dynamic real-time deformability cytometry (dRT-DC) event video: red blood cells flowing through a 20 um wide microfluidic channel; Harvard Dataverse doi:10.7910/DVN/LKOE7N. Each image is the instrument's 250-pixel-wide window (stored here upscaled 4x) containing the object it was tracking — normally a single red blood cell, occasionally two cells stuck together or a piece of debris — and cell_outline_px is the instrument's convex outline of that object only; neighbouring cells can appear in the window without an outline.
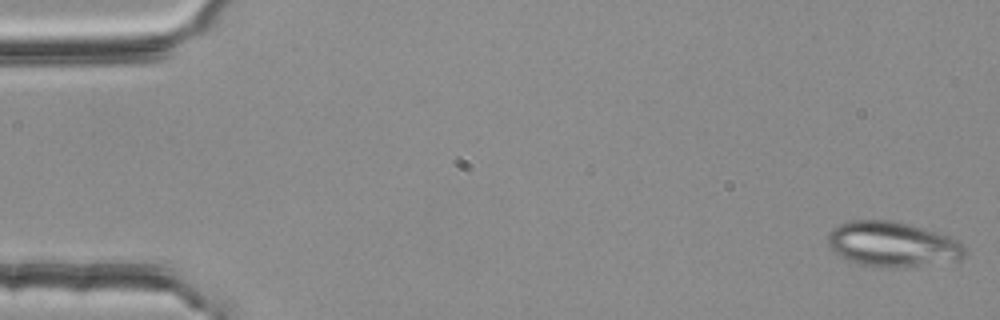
{"species": "common noctule bat (a hibernating species)", "species_latin": "Nyctalus noctula", "temperature_condition": "room temperature", "stored_images_in_passage": 53, "camera_frame_rate_fps": 3000, "um_per_image_px": 0.085, "animal": {"sex": "female", "body_mass_g": 25.1}, "frame": {"image": 1, "passage_image": 1, "time_ms": 0.0, "image_size_px": [1000, 320], "cell_outline_px": [[968, 252], [960, 260], [916, 264], [860, 264], [848, 260], [840, 256], [828, 248], [828, 232], [832, 228], [848, 220], [892, 220], [908, 224], [948, 236], [956, 240]], "centroid_in_image_um": [75.79, 20.7], "position_along_channel_um": 9.2, "area_um2": 34.68}}
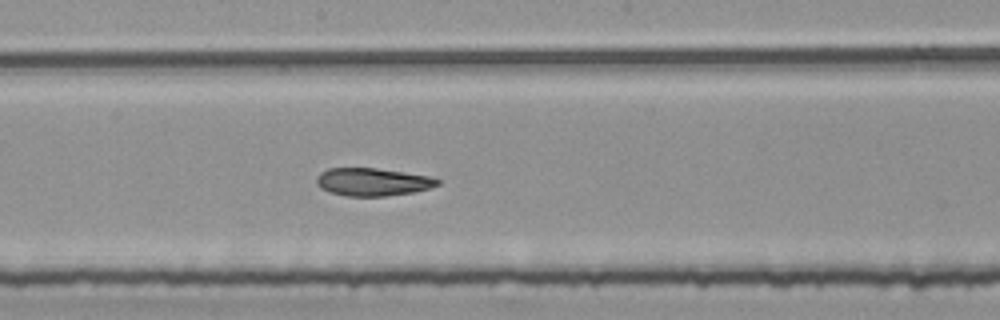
{"frame": {"image": 2, "passage_image": 29, "time_ms": 9.333, "image_size_px": [1000, 320], "cell_outline_px": [[440, 184], [428, 188], [412, 192], [384, 196], [348, 196], [328, 192], [320, 188], [316, 184], [316, 176], [320, 172], [328, 168], [376, 168], [428, 176], [440, 180]], "centroid_in_image_um": [31.6, 15.46], "position_along_channel_um": 216.6, "area_um2": 19.54}}
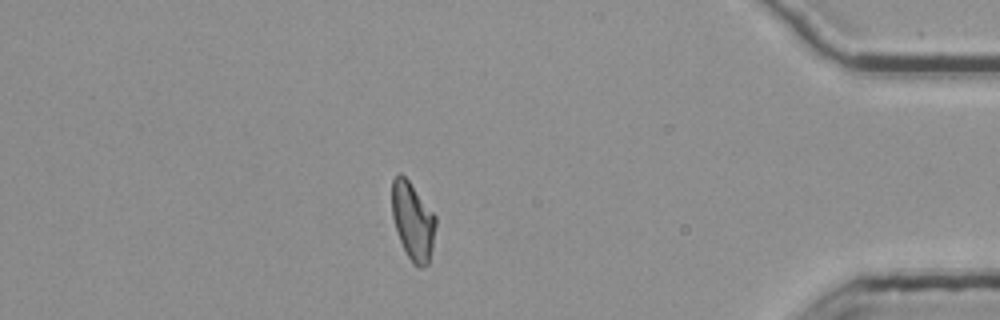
{"frame": {"image": 3, "passage_image": 47, "time_ms": 15.333, "image_size_px": [1000, 320], "cell_outline_px": [[436, 224], [432, 248], [428, 264], [420, 268], [412, 264], [400, 240], [392, 216], [392, 180], [400, 172], [408, 180], [436, 216]], "centroid_in_image_um": [35.09, 18.8], "position_along_channel_um": 400.1, "area_um2": 19.59}, "authors_computed_cell_mechanics": {"area_um2": 20.7502, "velocity_mm_per_s": 3.7755, "shape_relaxation_time_tau1_ms": null, "shape_relaxation_time_tau2_ms": 3.6895, "deformation_change_tau1": null, "deformation_change_tau2": 0.1098}}